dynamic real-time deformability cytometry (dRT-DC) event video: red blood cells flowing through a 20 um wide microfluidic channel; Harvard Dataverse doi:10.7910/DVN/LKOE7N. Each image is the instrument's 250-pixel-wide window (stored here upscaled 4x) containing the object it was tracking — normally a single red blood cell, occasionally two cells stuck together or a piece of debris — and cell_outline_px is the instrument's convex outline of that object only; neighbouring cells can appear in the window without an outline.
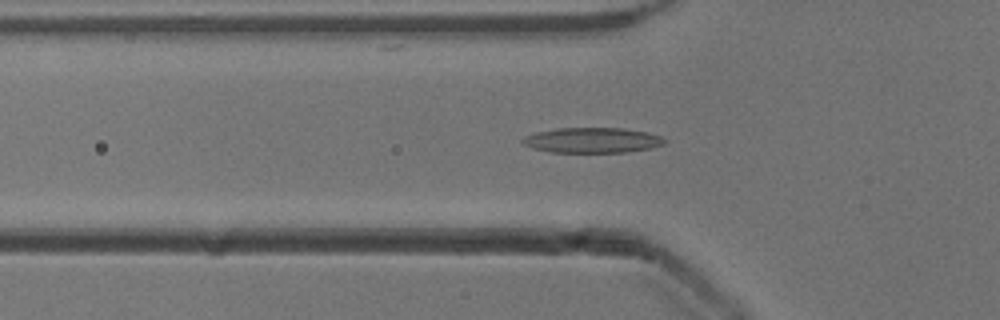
{"species": "common noctule bat (a hibernating species)", "species_latin": "Nyctalus noctula", "temperature_condition": "cold", "stored_images_in_passage": 49, "camera_frame_rate_fps": 3000, "um_per_image_px": 0.085, "animal": {"sex": "male", "body_mass_g": 13.3}, "frame": {"image": 1, "passage_image": 16, "time_ms": 5.0, "image_size_px": [1000, 320], "cell_outline_px": [[668, 140], [664, 144], [648, 148], [628, 152], [552, 152], [532, 148], [524, 144], [520, 140], [524, 136], [536, 132], [556, 128], [620, 128], [648, 132], [660, 136]], "centroid_in_image_um": [50.33, 11.91], "position_along_channel_um": 75.5, "area_um2": 20.87}}
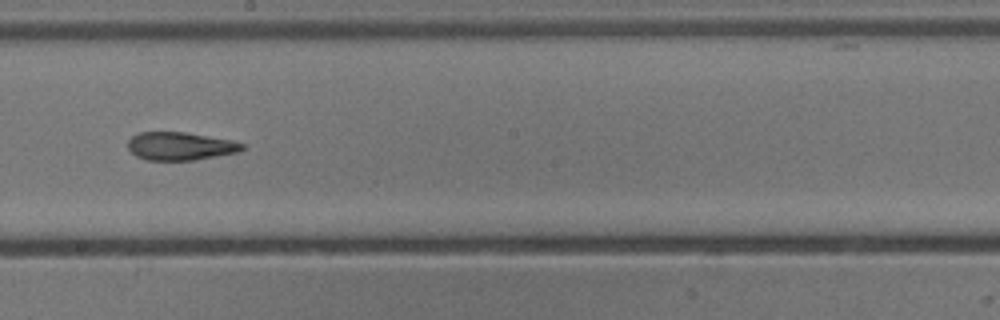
{"frame": {"image": 2, "passage_image": 28, "time_ms": 9.0, "image_size_px": [1000, 320], "cell_outline_px": [[244, 148], [236, 152], [192, 160], [144, 160], [136, 156], [128, 148], [128, 140], [132, 136], [140, 132], [184, 132], [232, 140], [244, 144]], "centroid_in_image_um": [15.27, 12.42], "position_along_channel_um": 232.9, "area_um2": 18.5}}
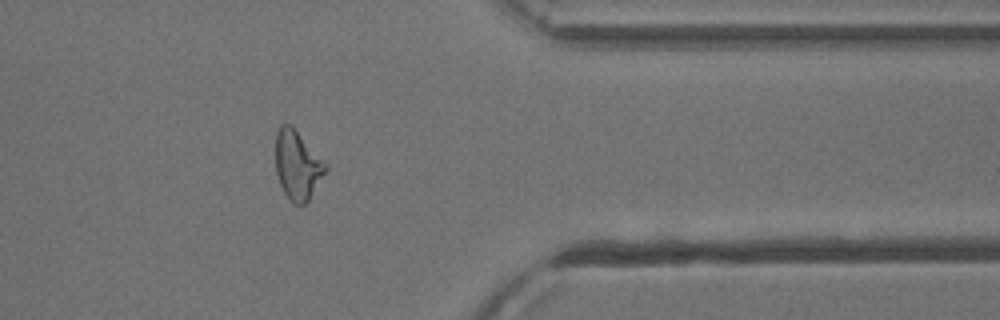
{"frame": {"image": 3, "passage_image": 41, "time_ms": 13.333, "image_size_px": [1000, 320], "cell_outline_px": [[328, 168], [308, 200], [304, 204], [296, 204], [288, 200], [280, 184], [276, 172], [276, 132], [280, 124], [288, 124], [328, 164]], "centroid_in_image_um": [25.27, 14.06], "position_along_channel_um": 386.1, "area_um2": 19.65}}